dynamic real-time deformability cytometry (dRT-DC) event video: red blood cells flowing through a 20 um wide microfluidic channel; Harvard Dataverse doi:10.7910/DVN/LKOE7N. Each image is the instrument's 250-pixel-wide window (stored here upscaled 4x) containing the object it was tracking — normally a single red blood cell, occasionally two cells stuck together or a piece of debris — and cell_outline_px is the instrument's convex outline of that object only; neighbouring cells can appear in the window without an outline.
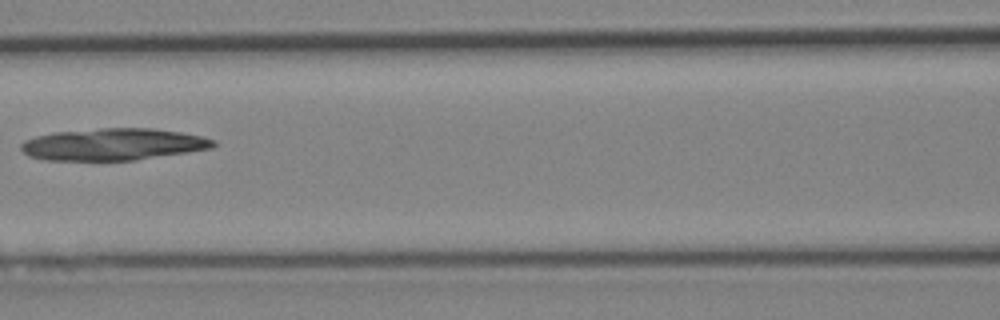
{"species": "Egyptian fruit bat (a non-hibernating species)", "species_latin": "Rousettus aegyptiacus", "temperature_condition": "cold", "stored_images_in_passage": 3, "camera_frame_rate_fps": 3000, "um_per_image_px": 0.085, "animal": {"sex": "female"}, "frame": {"image": 1, "passage_image": 3, "time_ms": 2.333, "image_size_px": [1000, 320], "cell_outline_px": [[216, 144], [212, 148], [188, 152], [136, 160], [44, 160], [28, 156], [20, 148], [20, 144], [24, 140], [36, 136], [56, 132], [100, 128], [152, 128], [180, 132], [200, 136], [216, 140]], "centroid_in_image_um": [9.61, 12.27], "position_along_channel_um": 157.0, "area_um2": 35.78}}